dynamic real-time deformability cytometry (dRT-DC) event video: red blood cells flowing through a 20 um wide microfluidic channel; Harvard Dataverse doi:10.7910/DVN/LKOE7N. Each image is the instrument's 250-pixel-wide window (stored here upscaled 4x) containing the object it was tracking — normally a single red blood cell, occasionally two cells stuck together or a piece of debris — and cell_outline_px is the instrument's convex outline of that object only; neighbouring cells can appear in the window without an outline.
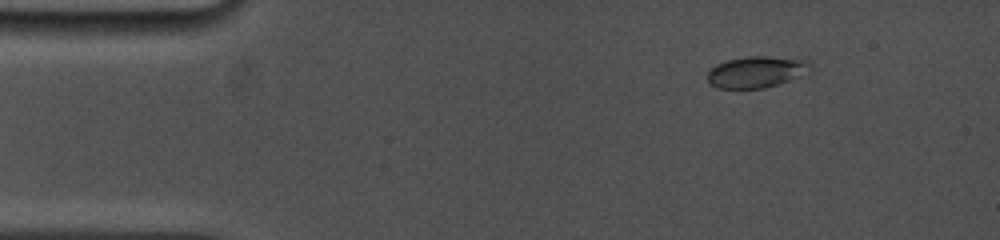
{"species": "common noctule bat (a hibernating species)", "species_latin": "Nyctalus noctula", "temperature_condition": "cold", "stored_images_in_passage": 9, "camera_frame_rate_fps": 5000, "um_per_image_px": 0.085, "animal": {"sex": "female", "body_mass_g": 19.0, "forearm_length_mm": 53.3}, "frame": {"image": 1, "passage_image": 2, "time_ms": 1.0, "image_size_px": [1000, 240], "cell_outline_px": [[808, 64], [800, 76], [764, 88], [716, 88], [708, 80], [708, 72], [716, 64], [728, 60], [748, 56], [764, 56], [808, 60]], "centroid_in_image_um": [64.2, 6.11], "position_along_channel_um": 20.8, "area_um2": 18.15}}
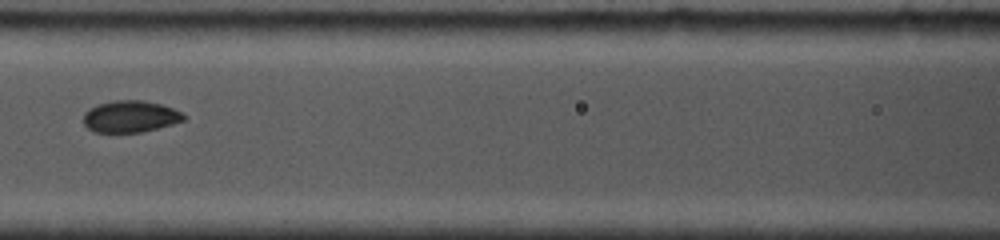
{"frame": {"image": 2, "passage_image": 7, "time_ms": 6.4, "image_size_px": [1000, 240], "cell_outline_px": [[188, 116], [184, 120], [172, 124], [140, 132], [92, 132], [84, 124], [84, 112], [88, 108], [96, 104], [112, 100], [144, 100], [160, 104], [172, 108]], "centroid_in_image_um": [11.04, 9.89], "position_along_channel_um": 155.6, "area_um2": 18.61}}
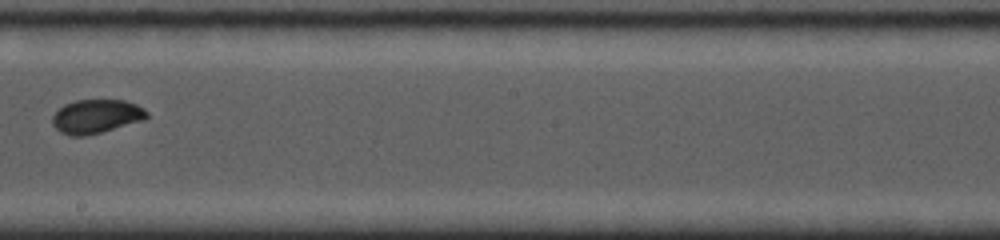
{"frame": {"image": 3, "passage_image": 9, "time_ms": 8.6, "image_size_px": [1000, 240], "cell_outline_px": [[148, 116], [144, 120], [100, 132], [84, 136], [72, 136], [60, 132], [52, 124], [52, 116], [64, 104], [76, 100], [124, 100], [136, 104], [144, 108], [148, 112]], "centroid_in_image_um": [8.18, 9.88], "position_along_channel_um": 240.0, "area_um2": 18.55}}